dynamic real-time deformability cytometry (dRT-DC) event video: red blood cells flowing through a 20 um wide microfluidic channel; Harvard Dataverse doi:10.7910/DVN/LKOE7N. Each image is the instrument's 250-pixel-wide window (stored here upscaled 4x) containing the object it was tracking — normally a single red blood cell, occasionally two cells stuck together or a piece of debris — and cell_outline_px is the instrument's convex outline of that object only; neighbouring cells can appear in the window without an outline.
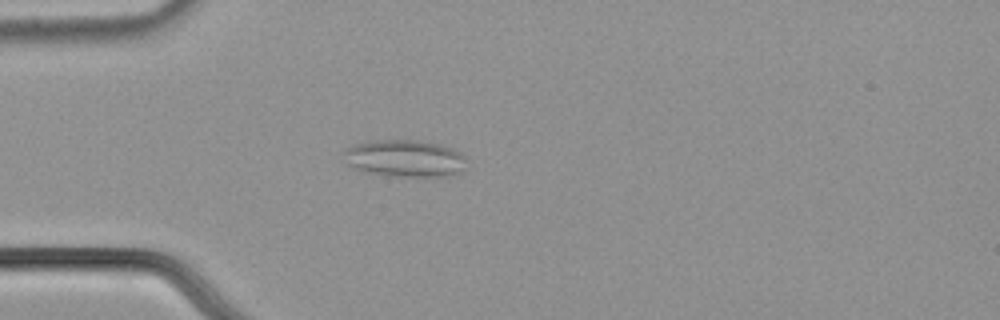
{"species": "common noctule bat (a hibernating species)", "species_latin": "Nyctalus noctula", "temperature_condition": "cold", "stored_images_in_passage": 57, "camera_frame_rate_fps": 3000, "um_per_image_px": 0.085, "animal": {"sex": "male", "body_mass_g": 21.5, "forearm_length_mm": 52.0}, "frame": {"image": 1, "passage_image": 17, "time_ms": 5.333, "image_size_px": [1000, 320], "cell_outline_px": [[464, 168], [460, 172], [448, 176], [396, 176], [368, 172], [356, 168], [348, 164], [344, 152], [348, 148], [356, 144], [368, 140], [416, 140], [440, 144], [452, 148], [460, 152], [464, 156]], "centroid_in_image_um": [34.44, 13.45], "position_along_channel_um": 50.6, "area_um2": 26.18}}
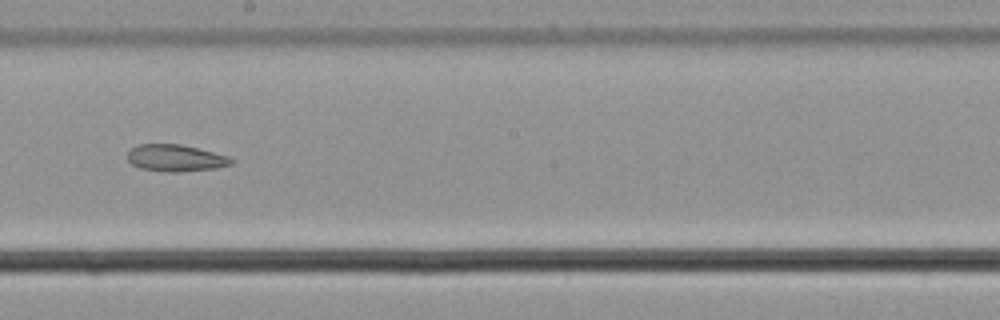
{"frame": {"image": 2, "passage_image": 33, "time_ms": 10.667, "image_size_px": [1000, 320], "cell_outline_px": [[236, 160], [232, 164], [216, 168], [180, 172], [168, 172], [140, 168], [132, 164], [128, 160], [128, 152], [136, 144], [180, 144], [228, 156]], "centroid_in_image_um": [14.93, 13.43], "position_along_channel_um": 233.3, "area_um2": 16.18}}
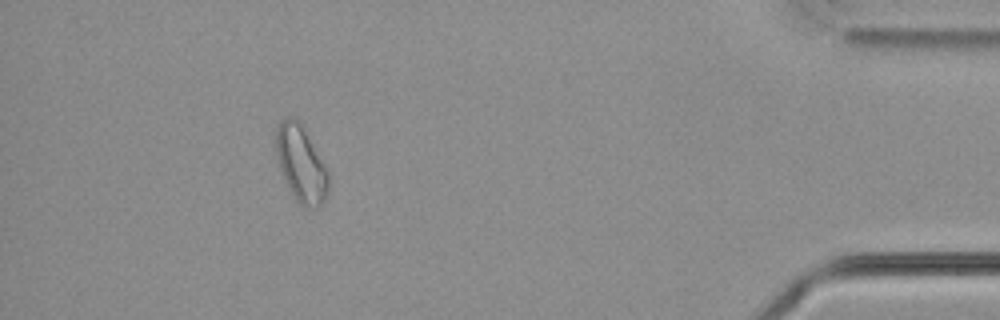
{"frame": {"image": 3, "passage_image": 52, "time_ms": 17.0, "image_size_px": [1000, 320], "cell_outline_px": [[328, 192], [324, 200], [316, 208], [308, 208], [300, 204], [296, 200], [284, 176], [280, 164], [276, 148], [276, 128], [280, 120], [284, 116], [292, 116], [300, 124], [328, 168]], "centroid_in_image_um": [25.61, 13.91], "position_along_channel_um": 409.6, "area_um2": 22.77}, "authors_computed_cell_mechanics": {"area_um2": 21.5594, "velocity_mm_per_s": 3.682, "shape_relaxation_time_tau1_ms": null, "shape_relaxation_time_tau2_ms": 5.5909, "deformation_change_tau1": null, "deformation_change_tau2": 0.1084}}